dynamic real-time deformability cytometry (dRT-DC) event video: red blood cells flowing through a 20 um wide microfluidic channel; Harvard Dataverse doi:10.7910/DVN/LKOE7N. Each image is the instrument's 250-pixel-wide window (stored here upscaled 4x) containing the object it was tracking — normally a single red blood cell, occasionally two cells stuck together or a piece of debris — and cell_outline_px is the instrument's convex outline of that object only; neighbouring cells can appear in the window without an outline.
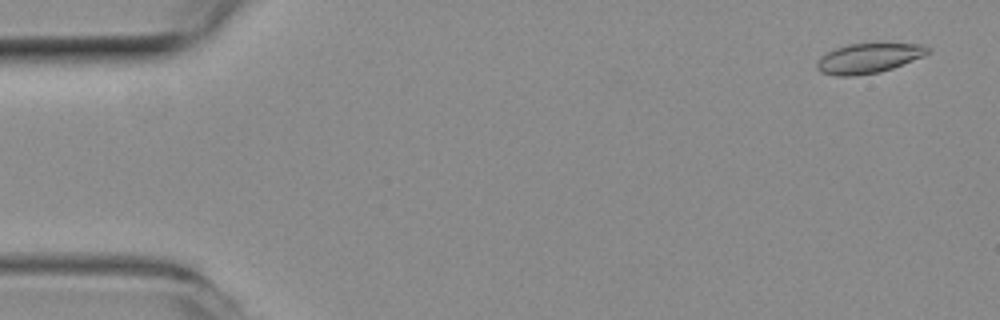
{"species": "common noctule bat (a hibernating species)", "species_latin": "Nyctalus noctula", "temperature_condition": "room temperature", "stored_images_in_passage": 15, "camera_frame_rate_fps": 3000, "um_per_image_px": 0.085, "animal": {"sex": "female", "body_mass_g": 19.3, "forearm_length_mm": 54.1}, "frame": {"image": 1, "passage_image": 2, "time_ms": 0.333, "image_size_px": [1000, 320], "cell_outline_px": [[928, 52], [924, 56], [892, 68], [880, 72], [856, 76], [836, 76], [820, 72], [816, 68], [816, 60], [820, 56], [836, 48], [848, 44], [920, 44], [928, 48]], "centroid_in_image_um": [73.75, 4.97], "position_along_channel_um": 11.2, "area_um2": 19.13}}
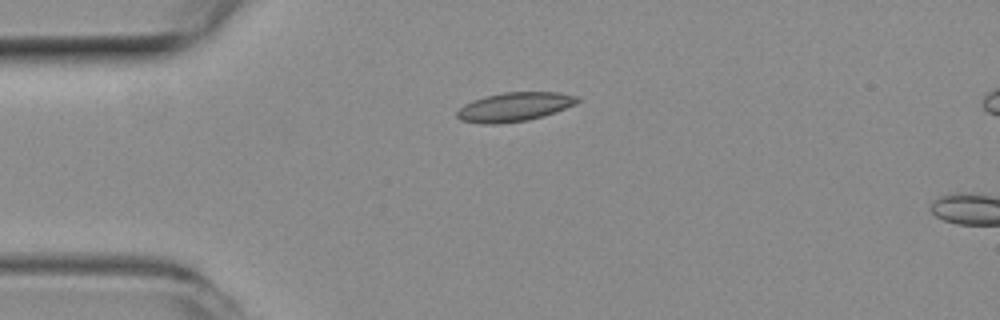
{"frame": {"image": 2, "passage_image": 12, "time_ms": 3.667, "image_size_px": [1000, 320], "cell_outline_px": [[580, 100], [576, 104], [556, 112], [544, 116], [528, 120], [496, 124], [484, 124], [460, 120], [456, 116], [456, 112], [464, 104], [472, 100], [484, 96], [504, 92], [560, 92], [580, 96]], "centroid_in_image_um": [43.75, 9.08], "position_along_channel_um": 41.3, "area_um2": 20.58}}